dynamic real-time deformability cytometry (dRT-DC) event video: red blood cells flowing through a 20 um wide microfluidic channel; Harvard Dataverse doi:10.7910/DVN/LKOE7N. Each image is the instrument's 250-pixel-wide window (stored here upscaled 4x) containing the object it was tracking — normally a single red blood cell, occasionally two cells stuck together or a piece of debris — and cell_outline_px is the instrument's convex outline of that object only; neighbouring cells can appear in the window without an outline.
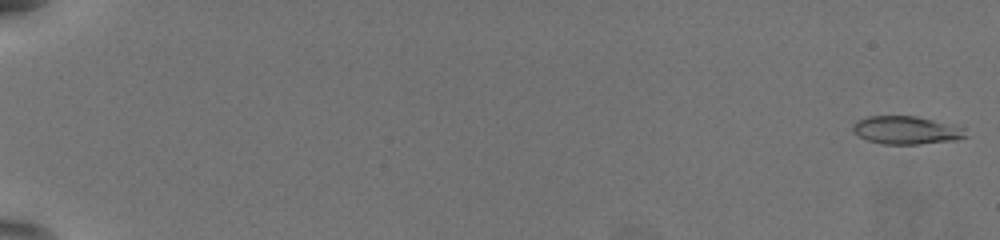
{"species": "common noctule bat (a hibernating species)", "species_latin": "Nyctalus noctula", "temperature_condition": "warm", "stored_images_in_passage": 58, "camera_frame_rate_fps": 3000, "um_per_image_px": 0.085, "animal": {"sex": "female", "body_mass_g": 19.5, "forearm_length_mm": 54.1}, "frame": {"image": 1, "passage_image": 1, "time_ms": 0.0, "image_size_px": [1000, 240], "cell_outline_px": [[968, 136], [956, 140], [916, 144], [884, 144], [868, 140], [856, 136], [852, 128], [852, 124], [856, 120], [868, 116], [916, 116], [932, 120], [956, 128]], "centroid_in_image_um": [76.87, 11.07], "position_along_channel_um": 8.1, "area_um2": 17.92}}
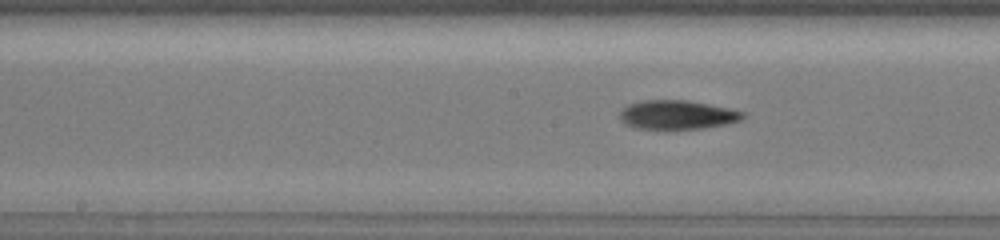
{"frame": {"image": 2, "passage_image": 33, "time_ms": 10.667, "image_size_px": [1000, 240], "cell_outline_px": [[744, 116], [740, 120], [724, 124], [704, 128], [664, 132], [636, 128], [624, 124], [620, 120], [620, 112], [628, 104], [644, 100], [684, 100], [708, 104], [728, 108], [744, 112]], "centroid_in_image_um": [57.49, 9.8], "position_along_channel_um": 190.7, "area_um2": 21.39}}
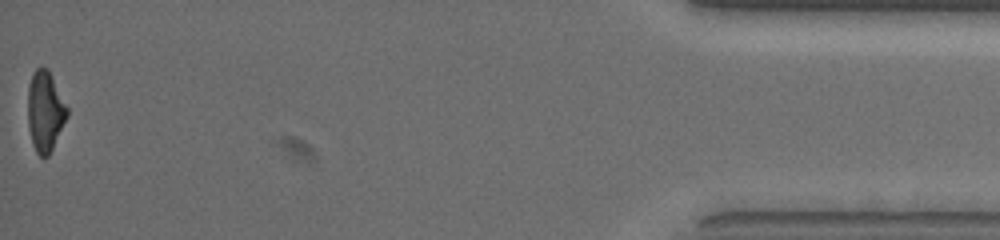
{"frame": {"image": 3, "passage_image": 58, "time_ms": 19.0, "image_size_px": [1000, 240], "cell_outline_px": [[68, 116], [48, 156], [40, 156], [36, 152], [32, 144], [28, 128], [28, 84], [32, 72], [36, 68], [48, 68], [68, 108]], "centroid_in_image_um": [3.82, 9.44], "position_along_channel_um": 431.4, "area_um2": 18.44}, "authors_computed_cell_mechanics": {"area_um2": 19.1029, "velocity_mm_per_s": 3.8413, "shape_relaxation_time_tau1_ms": 4.5752, "shape_relaxation_time_tau2_ms": null, "deformation_change_tau1": 0.1779, "deformation_change_tau2": null}}